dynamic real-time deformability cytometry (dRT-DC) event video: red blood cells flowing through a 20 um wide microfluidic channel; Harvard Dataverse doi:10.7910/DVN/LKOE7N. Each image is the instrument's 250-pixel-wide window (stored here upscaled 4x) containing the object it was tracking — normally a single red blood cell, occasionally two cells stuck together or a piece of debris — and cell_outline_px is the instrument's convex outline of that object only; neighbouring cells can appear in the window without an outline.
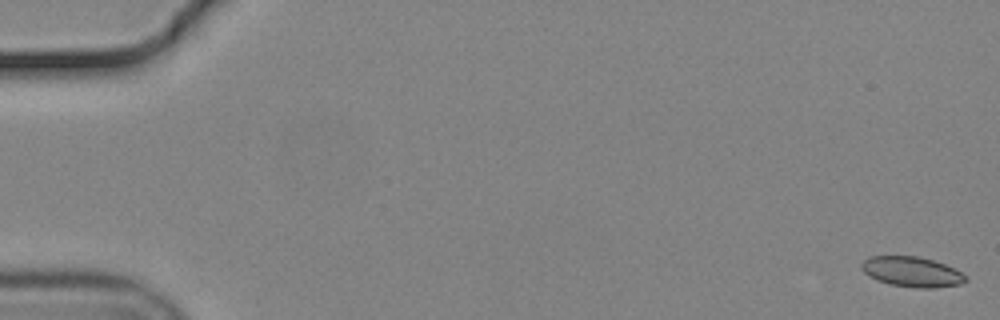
{"species": "common noctule bat (a hibernating species)", "species_latin": "Nyctalus noctula", "temperature_condition": "cold", "stored_images_in_passage": 56, "camera_frame_rate_fps": 3000, "um_per_image_px": 0.085, "animal": {"sex": "male", "body_mass_g": 19.2, "forearm_length_mm": 51.8}, "frame": {"image": 1, "passage_image": 1, "time_ms": 0.0, "image_size_px": [1000, 320], "cell_outline_px": [[968, 280], [960, 284], [936, 288], [916, 288], [888, 284], [876, 280], [868, 276], [860, 268], [860, 264], [864, 260], [872, 256], [916, 256], [932, 260], [944, 264], [968, 276]], "centroid_in_image_um": [77.49, 23.12], "position_along_channel_um": 7.5, "area_um2": 18.38}}
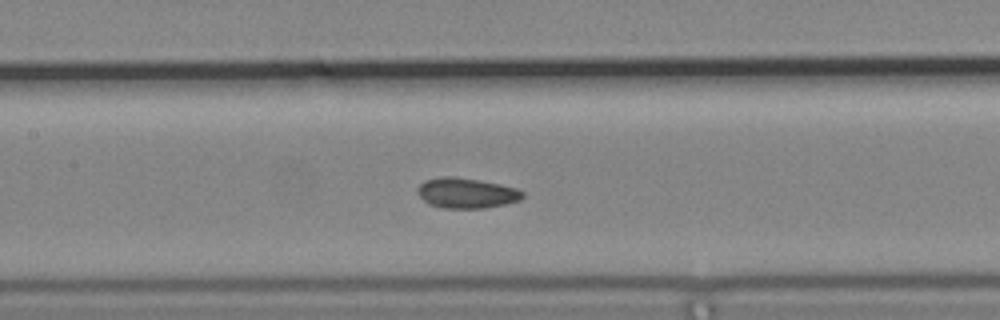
{"frame": {"image": 2, "passage_image": 27, "time_ms": 8.667, "image_size_px": [1000, 320], "cell_outline_px": [[524, 196], [520, 200], [504, 204], [484, 208], [440, 208], [428, 204], [416, 192], [416, 188], [424, 180], [440, 176], [452, 176], [480, 180], [500, 184], [516, 188], [524, 192]], "centroid_in_image_um": [39.61, 16.4], "position_along_channel_um": 167.8, "area_um2": 18.73}}
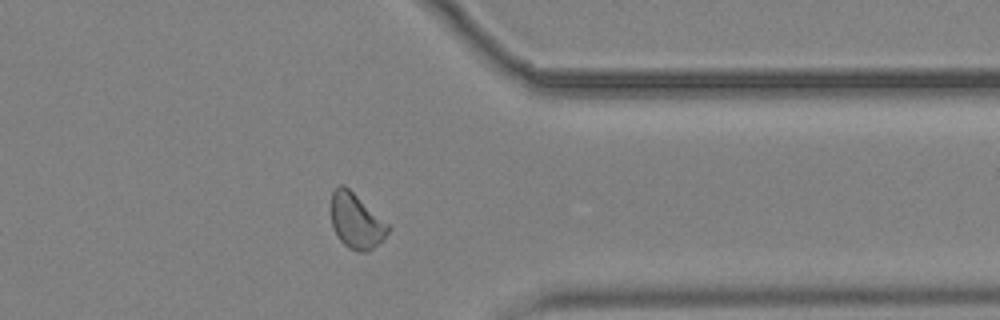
{"frame": {"image": 3, "passage_image": 45, "time_ms": 14.667, "image_size_px": [1000, 320], "cell_outline_px": [[392, 228], [384, 240], [368, 252], [356, 252], [348, 248], [340, 240], [332, 224], [332, 192], [340, 184], [344, 184], [388, 224]], "centroid_in_image_um": [30.31, 18.83], "position_along_channel_um": 381.1, "area_um2": 18.21}, "authors_computed_cell_mechanics": {"area_um2": 18.3226, "velocity_mm_per_s": 3.6882, "shape_relaxation_time_tau1_ms": 3.9653, "shape_relaxation_time_tau2_ms": 5.4173, "deformation_change_tau1": 0.0692, "deformation_change_tau2": 0.0789}}